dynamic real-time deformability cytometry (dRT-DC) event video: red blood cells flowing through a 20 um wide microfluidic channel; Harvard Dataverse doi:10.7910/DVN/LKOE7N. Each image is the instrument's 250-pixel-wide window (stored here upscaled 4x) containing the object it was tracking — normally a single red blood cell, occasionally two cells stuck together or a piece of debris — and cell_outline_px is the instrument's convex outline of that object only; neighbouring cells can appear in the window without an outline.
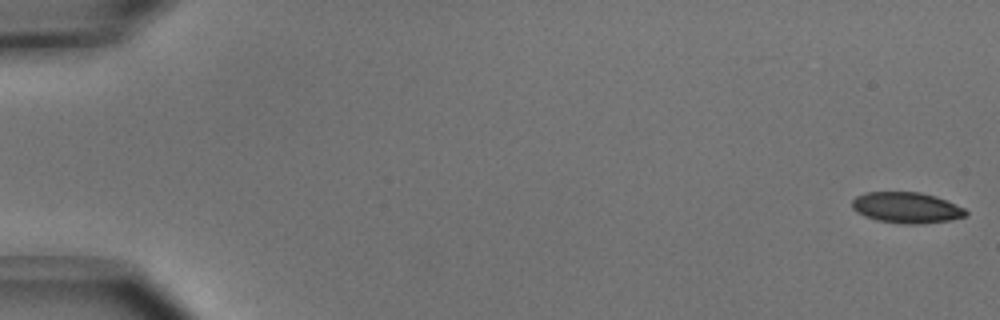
{"species": "common noctule bat (a hibernating species)", "species_latin": "Nyctalus noctula", "temperature_condition": "cold", "stored_images_in_passage": 51, "camera_frame_rate_fps": 3000, "um_per_image_px": 0.085, "animal": {"sex": "male", "body_mass_g": 15.6}, "frame": {"image": 1, "passage_image": 1, "time_ms": 0.0, "image_size_px": [1000, 320], "cell_outline_px": [[968, 212], [964, 216], [948, 220], [924, 224], [904, 224], [876, 220], [864, 216], [856, 212], [852, 208], [852, 200], [856, 196], [864, 192], [920, 192], [936, 196], [964, 208]], "centroid_in_image_um": [77.01, 17.65], "position_along_channel_um": 8.0, "area_um2": 20.52}}
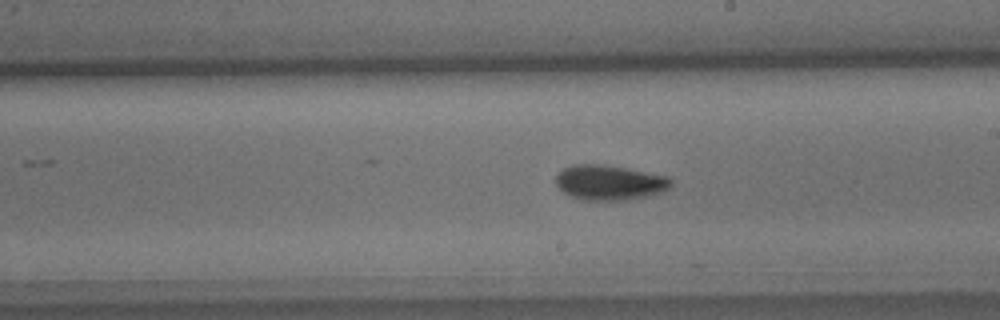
{"frame": {"image": 2, "passage_image": 30, "time_ms": 9.667, "image_size_px": [1000, 320], "cell_outline_px": [[672, 184], [668, 188], [660, 192], [628, 200], [580, 200], [564, 192], [556, 184], [556, 176], [564, 168], [572, 164], [604, 164], [668, 176], [672, 180]], "centroid_in_image_um": [51.79, 15.51], "position_along_channel_um": 237.2, "area_um2": 23.35}}
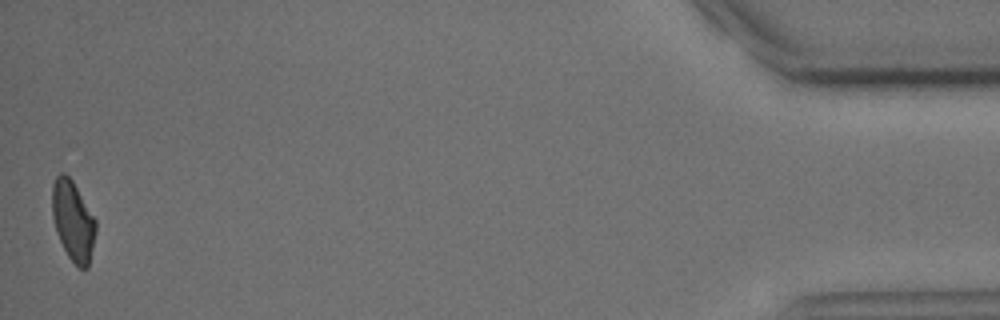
{"frame": {"image": 3, "passage_image": 51, "time_ms": 16.667, "image_size_px": [1000, 320], "cell_outline_px": [[96, 232], [88, 268], [80, 268], [68, 256], [56, 232], [52, 216], [52, 184], [56, 176], [60, 172], [64, 172], [72, 180], [96, 220]], "centroid_in_image_um": [6.2, 18.75], "position_along_channel_um": 429.0, "area_um2": 20.23}, "authors_computed_cell_mechanics": {"area_um2": 21.6172, "velocity_mm_per_s": 3.9538, "shape_relaxation_time_tau1_ms": 3.4559, "shape_relaxation_time_tau2_ms": 6.7219, "deformation_change_tau1": 0.112, "deformation_change_tau2": 0.1211}}